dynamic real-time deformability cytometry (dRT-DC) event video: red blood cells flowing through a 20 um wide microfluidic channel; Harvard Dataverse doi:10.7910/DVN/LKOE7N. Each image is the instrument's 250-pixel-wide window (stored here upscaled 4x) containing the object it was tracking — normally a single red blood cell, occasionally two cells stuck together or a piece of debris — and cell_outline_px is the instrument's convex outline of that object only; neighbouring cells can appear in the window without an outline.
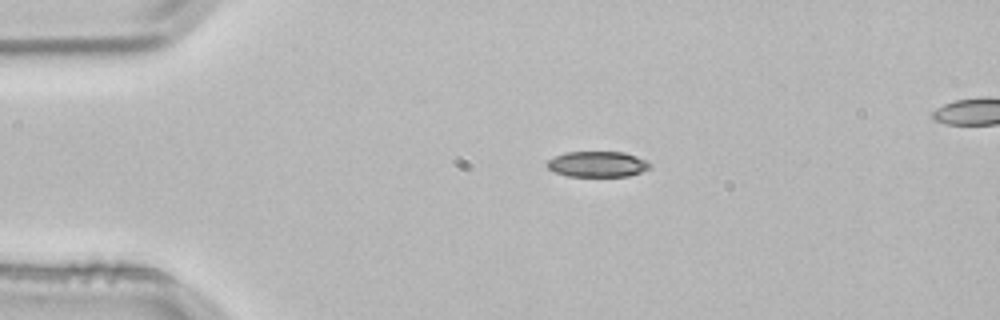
{"species": "common noctule bat (a hibernating species)", "species_latin": "Nyctalus noctula", "temperature_condition": "room temperature", "stored_images_in_passage": 2, "camera_frame_rate_fps": 3000, "um_per_image_px": 0.085, "animal": {"sex": "male", "body_mass_g": 21.5, "forearm_length_mm": 52.0}, "frame": {"image": 1, "passage_image": 1, "time_ms": 0.0, "image_size_px": [1000, 320], "cell_outline_px": [[652, 168], [628, 176], [568, 176], [556, 172], [548, 168], [548, 160], [564, 152], [624, 152], [636, 156], [652, 164]], "centroid_in_image_um": [50.82, 13.95], "position_along_channel_um": 34.2, "area_um2": 15.26}}